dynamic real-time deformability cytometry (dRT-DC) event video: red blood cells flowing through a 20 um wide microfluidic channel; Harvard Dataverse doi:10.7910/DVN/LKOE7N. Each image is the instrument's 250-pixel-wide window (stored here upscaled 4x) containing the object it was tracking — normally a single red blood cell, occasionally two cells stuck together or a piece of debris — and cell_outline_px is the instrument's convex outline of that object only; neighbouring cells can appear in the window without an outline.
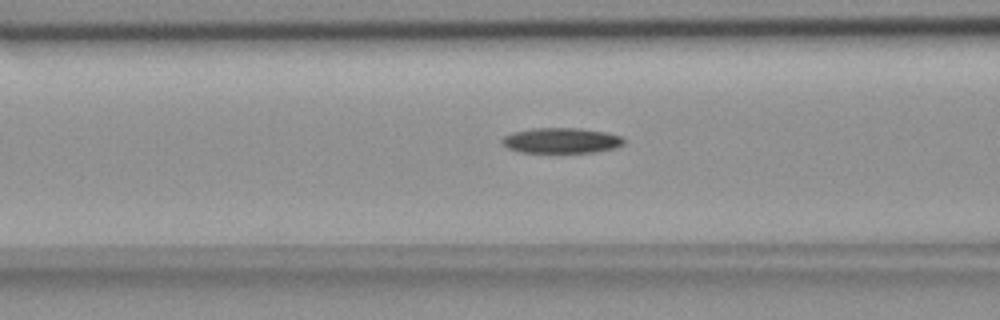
{"species": "common noctule bat (a hibernating species)", "species_latin": "Nyctalus noctula", "temperature_condition": "room temperature", "stored_images_in_passage": 54, "camera_frame_rate_fps": 3000, "um_per_image_px": 0.085, "animal": {"sex": "female", "body_mass_g": 18.4}, "frame": {"image": 1, "passage_image": 21, "time_ms": 6.667, "image_size_px": [1000, 320], "cell_outline_px": [[624, 144], [616, 148], [592, 152], [520, 152], [508, 148], [500, 140], [504, 136], [512, 132], [532, 128], [580, 128], [608, 132], [620, 136], [624, 140]], "centroid_in_image_um": [47.72, 11.93], "position_along_channel_um": 118.9, "area_um2": 18.03}}
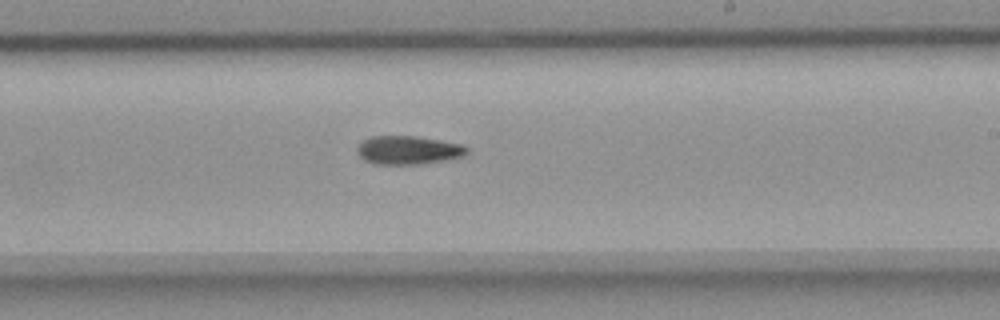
{"frame": {"image": 2, "passage_image": 32, "time_ms": 10.333, "image_size_px": [1000, 320], "cell_outline_px": [[468, 152], [460, 156], [444, 160], [420, 164], [372, 164], [364, 160], [356, 152], [356, 148], [364, 140], [372, 136], [416, 136], [440, 140], [460, 144], [468, 148]], "centroid_in_image_um": [34.65, 12.76], "position_along_channel_um": 254.4, "area_um2": 18.09}}
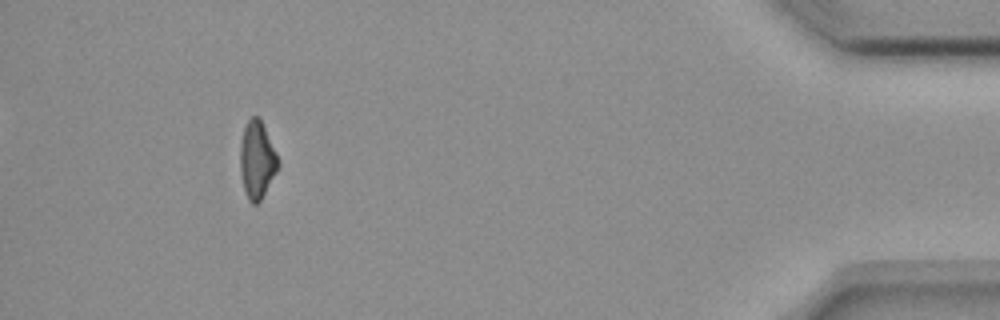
{"frame": {"image": 3, "passage_image": 50, "time_ms": 16.333, "image_size_px": [1000, 320], "cell_outline_px": [[280, 164], [276, 172], [260, 200], [256, 204], [252, 204], [248, 200], [244, 188], [240, 172], [240, 140], [244, 128], [248, 120], [252, 116], [256, 116], [260, 120], [280, 160]], "centroid_in_image_um": [21.83, 13.6], "position_along_channel_um": 413.4, "area_um2": 16.88}, "authors_computed_cell_mechanics": {"area_um2": 17.7735, "velocity_mm_per_s": 3.7027, "shape_relaxation_time_tau1_ms": 8.8721, "shape_relaxation_time_tau2_ms": null, "deformation_change_tau1": 0.1889, "deformation_change_tau2": null}}